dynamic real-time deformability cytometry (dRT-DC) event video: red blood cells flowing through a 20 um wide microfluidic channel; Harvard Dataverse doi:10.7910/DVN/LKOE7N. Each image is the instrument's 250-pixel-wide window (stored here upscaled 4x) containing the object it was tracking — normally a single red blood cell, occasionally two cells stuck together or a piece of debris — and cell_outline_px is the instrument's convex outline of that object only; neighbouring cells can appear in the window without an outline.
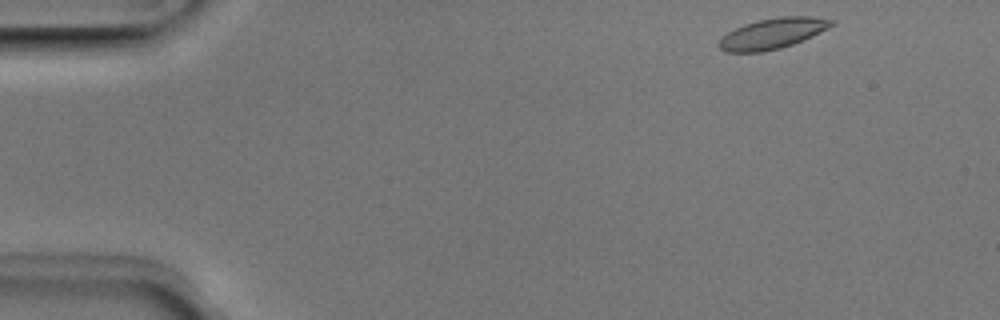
{"species": "Egyptian fruit bat (a non-hibernating species)", "species_latin": "Rousettus aegyptiacus", "temperature_condition": "room temperature", "stored_images_in_passage": 47, "camera_frame_rate_fps": 3000, "um_per_image_px": 0.085, "animal": {"sex": "male"}, "frame": {"image": 1, "passage_image": 1, "time_ms": 0.0, "image_size_px": [1000, 320], "cell_outline_px": [[836, 24], [812, 36], [792, 44], [780, 48], [760, 52], [724, 52], [716, 44], [728, 32], [744, 24], [760, 20], [780, 16], [812, 16], [836, 20]], "centroid_in_image_um": [65.69, 2.84], "position_along_channel_um": 19.3, "area_um2": 20.0}}
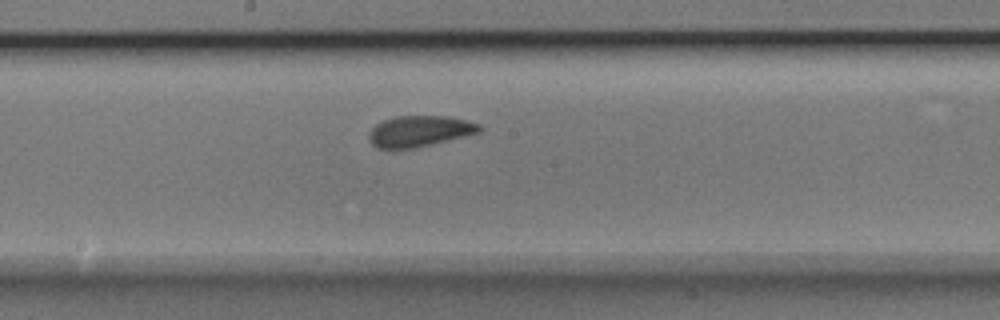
{"frame": {"image": 2, "passage_image": 23, "time_ms": 7.333, "image_size_px": [1000, 320], "cell_outline_px": [[484, 128], [480, 132], [416, 148], [376, 148], [372, 144], [368, 136], [368, 132], [376, 124], [384, 120], [396, 116], [448, 116], [480, 124]], "centroid_in_image_um": [35.66, 11.15], "position_along_channel_um": 212.5, "area_um2": 19.88}}
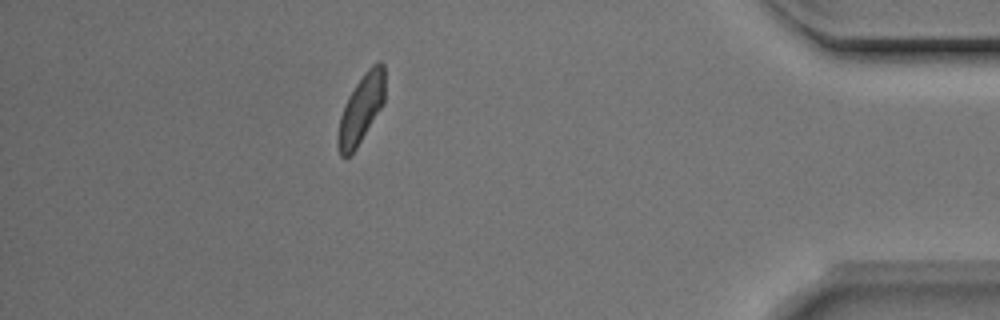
{"frame": {"image": 3, "passage_image": 41, "time_ms": 13.333, "image_size_px": [1000, 320], "cell_outline_px": [[384, 104], [356, 148], [348, 156], [340, 156], [336, 144], [336, 140], [340, 116], [348, 96], [364, 72], [376, 60], [380, 60], [384, 64]], "centroid_in_image_um": [30.69, 9.24], "position_along_channel_um": 404.5, "area_um2": 18.84}, "authors_computed_cell_mechanics": {"area_um2": 19.5364, "velocity_mm_per_s": 3.943, "shape_relaxation_time_tau1_ms": 2.6645, "shape_relaxation_time_tau2_ms": 1.1504, "deformation_change_tau1": 0.1236, "deformation_change_tau2": 0.066}}